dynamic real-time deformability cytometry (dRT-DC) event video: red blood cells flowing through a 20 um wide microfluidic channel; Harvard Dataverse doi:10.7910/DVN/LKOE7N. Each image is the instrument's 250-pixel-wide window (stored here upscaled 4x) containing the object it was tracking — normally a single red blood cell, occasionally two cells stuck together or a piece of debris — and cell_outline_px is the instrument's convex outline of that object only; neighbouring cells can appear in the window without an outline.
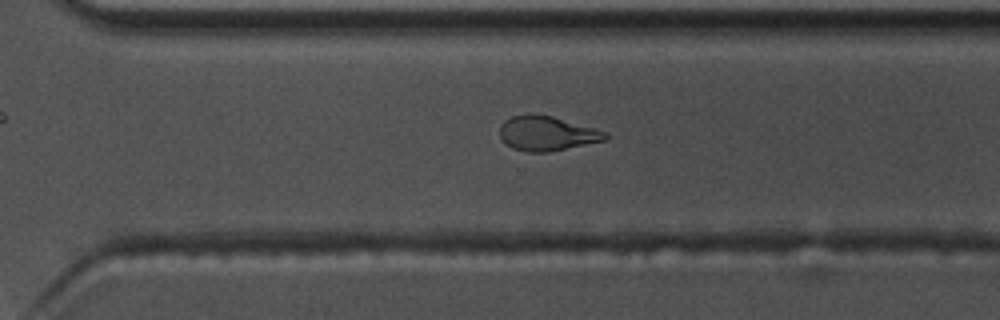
{"species": "common noctule bat (a hibernating species)", "species_latin": "Nyctalus noctula", "temperature_condition": "warm", "stored_images_in_passage": 53, "camera_frame_rate_fps": 3000, "um_per_image_px": 0.085, "animal": {"sex": "male", "body_mass_g": 17.5, "forearm_length_mm": 52.3}, "frame": {"image": 1, "passage_image": 37, "time_ms": 12.0, "image_size_px": [1000, 320], "cell_outline_px": [[608, 136], [604, 140], [548, 152], [528, 152], [512, 148], [500, 136], [500, 124], [504, 120], [512, 116], [552, 116], [596, 128], [608, 132]], "centroid_in_image_um": [46.51, 11.36], "position_along_channel_um": 324.1, "area_um2": 20.75}}